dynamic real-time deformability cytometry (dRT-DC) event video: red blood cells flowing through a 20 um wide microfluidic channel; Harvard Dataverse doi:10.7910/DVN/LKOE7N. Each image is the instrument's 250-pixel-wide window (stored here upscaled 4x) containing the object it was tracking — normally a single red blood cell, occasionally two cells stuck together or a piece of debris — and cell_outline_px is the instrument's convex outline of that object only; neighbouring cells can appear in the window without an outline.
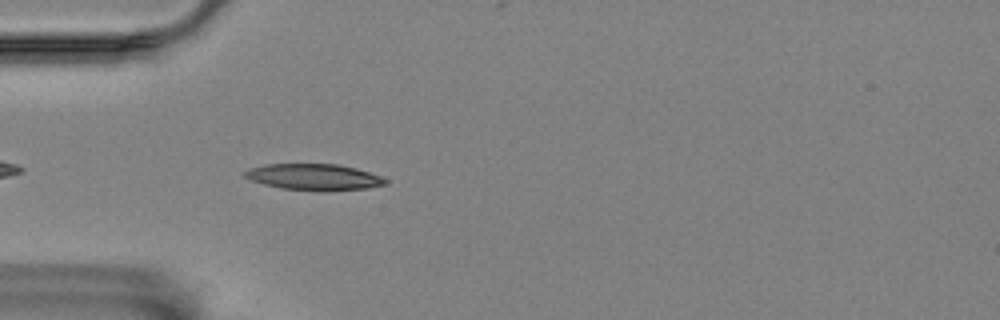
{"species": "Egyptian fruit bat (a non-hibernating species)", "species_latin": "Rousettus aegyptiacus", "temperature_condition": "room temperature", "stored_images_in_passage": 44, "camera_frame_rate_fps": 3000, "um_per_image_px": 0.085, "animal": {"sex": "female"}, "frame": {"image": 1, "passage_image": 4, "time_ms": 1.0, "image_size_px": [1000, 320], "cell_outline_px": [[388, 180], [384, 184], [368, 188], [320, 192], [280, 188], [264, 184], [252, 180], [244, 176], [244, 172], [248, 168], [264, 164], [336, 164], [356, 168], [380, 176]], "centroid_in_image_um": [26.66, 15.05], "position_along_channel_um": 58.3, "area_um2": 21.62}}
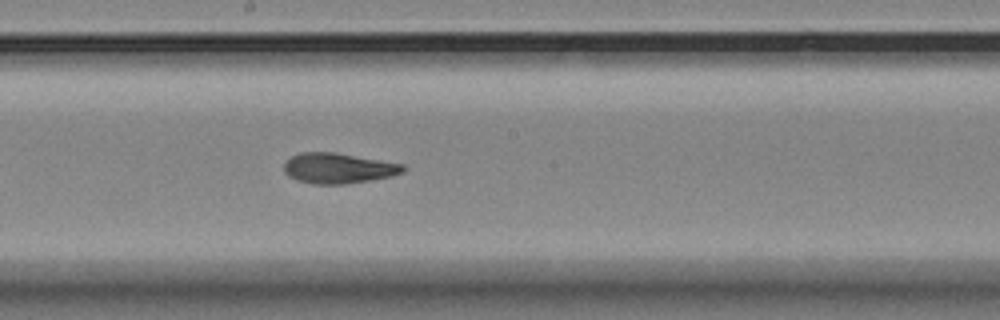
{"frame": {"image": 2, "passage_image": 18, "time_ms": 5.667, "image_size_px": [1000, 320], "cell_outline_px": [[408, 168], [404, 172], [392, 176], [344, 184], [312, 184], [296, 180], [288, 176], [284, 172], [284, 164], [292, 156], [300, 152], [332, 152], [404, 164]], "centroid_in_image_um": [28.75, 14.3], "position_along_channel_um": 219.4, "area_um2": 21.04}}
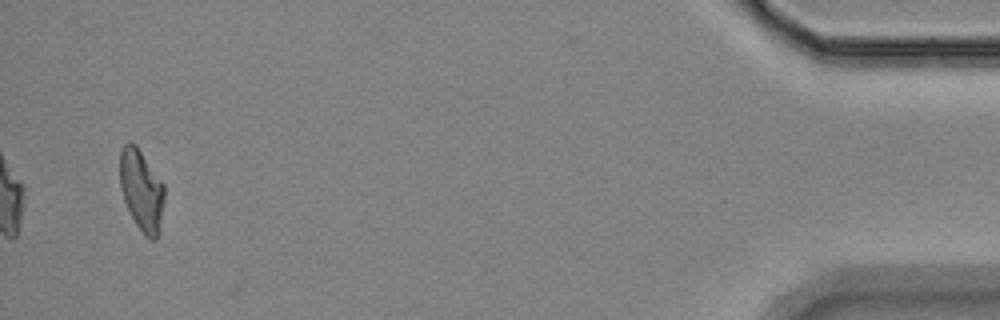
{"frame": {"image": 3, "passage_image": 42, "time_ms": 13.667, "image_size_px": [1000, 320], "cell_outline_px": [[164, 200], [160, 232], [156, 240], [152, 240], [144, 236], [136, 224], [124, 200], [120, 188], [120, 148], [124, 144], [136, 144], [164, 184]], "centroid_in_image_um": [12.04, 16.2], "position_along_channel_um": 423.2, "area_um2": 21.15}, "authors_computed_cell_mechanics": {"area_um2": 21.2126, "velocity_mm_per_s": 3.5186, "shape_relaxation_time_tau1_ms": 5.6929, "shape_relaxation_time_tau2_ms": 1.6897, "deformation_change_tau1": 0.1885, "deformation_change_tau2": 0.0922}}